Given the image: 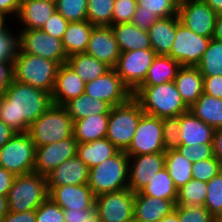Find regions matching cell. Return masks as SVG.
I'll use <instances>...</instances> for the list:
<instances>
[{"mask_svg":"<svg viewBox=\"0 0 222 222\" xmlns=\"http://www.w3.org/2000/svg\"><path fill=\"white\" fill-rule=\"evenodd\" d=\"M52 104L50 93L12 79L0 94V120L16 133H25Z\"/></svg>","mask_w":222,"mask_h":222,"instance_id":"cell-1","label":"cell"},{"mask_svg":"<svg viewBox=\"0 0 222 222\" xmlns=\"http://www.w3.org/2000/svg\"><path fill=\"white\" fill-rule=\"evenodd\" d=\"M133 98L144 113L158 118L178 117L189 110L174 82L154 86H139Z\"/></svg>","mask_w":222,"mask_h":222,"instance_id":"cell-2","label":"cell"},{"mask_svg":"<svg viewBox=\"0 0 222 222\" xmlns=\"http://www.w3.org/2000/svg\"><path fill=\"white\" fill-rule=\"evenodd\" d=\"M60 64L19 49L12 65L13 80L52 94Z\"/></svg>","mask_w":222,"mask_h":222,"instance_id":"cell-3","label":"cell"},{"mask_svg":"<svg viewBox=\"0 0 222 222\" xmlns=\"http://www.w3.org/2000/svg\"><path fill=\"white\" fill-rule=\"evenodd\" d=\"M129 155L118 151L114 156L89 169L88 186L93 195L117 192L128 188Z\"/></svg>","mask_w":222,"mask_h":222,"instance_id":"cell-4","label":"cell"},{"mask_svg":"<svg viewBox=\"0 0 222 222\" xmlns=\"http://www.w3.org/2000/svg\"><path fill=\"white\" fill-rule=\"evenodd\" d=\"M74 121L64 106L52 104L28 130L35 146H43L70 138Z\"/></svg>","mask_w":222,"mask_h":222,"instance_id":"cell-5","label":"cell"},{"mask_svg":"<svg viewBox=\"0 0 222 222\" xmlns=\"http://www.w3.org/2000/svg\"><path fill=\"white\" fill-rule=\"evenodd\" d=\"M46 176L31 172L15 175L7 195L11 212L36 210L48 198Z\"/></svg>","mask_w":222,"mask_h":222,"instance_id":"cell-6","label":"cell"},{"mask_svg":"<svg viewBox=\"0 0 222 222\" xmlns=\"http://www.w3.org/2000/svg\"><path fill=\"white\" fill-rule=\"evenodd\" d=\"M143 113L140 104L133 97L125 104L111 107L106 138L119 151L129 148Z\"/></svg>","mask_w":222,"mask_h":222,"instance_id":"cell-7","label":"cell"},{"mask_svg":"<svg viewBox=\"0 0 222 222\" xmlns=\"http://www.w3.org/2000/svg\"><path fill=\"white\" fill-rule=\"evenodd\" d=\"M35 143L28 132L15 135L0 148V167L22 175L34 172Z\"/></svg>","mask_w":222,"mask_h":222,"instance_id":"cell-8","label":"cell"},{"mask_svg":"<svg viewBox=\"0 0 222 222\" xmlns=\"http://www.w3.org/2000/svg\"><path fill=\"white\" fill-rule=\"evenodd\" d=\"M212 38L194 33L183 25L176 15V34L170 53L167 55L181 66L196 67Z\"/></svg>","mask_w":222,"mask_h":222,"instance_id":"cell-9","label":"cell"},{"mask_svg":"<svg viewBox=\"0 0 222 222\" xmlns=\"http://www.w3.org/2000/svg\"><path fill=\"white\" fill-rule=\"evenodd\" d=\"M156 56L153 49L121 52L113 69L133 93L144 82Z\"/></svg>","mask_w":222,"mask_h":222,"instance_id":"cell-10","label":"cell"},{"mask_svg":"<svg viewBox=\"0 0 222 222\" xmlns=\"http://www.w3.org/2000/svg\"><path fill=\"white\" fill-rule=\"evenodd\" d=\"M125 152L128 155L164 153L162 118L143 113Z\"/></svg>","mask_w":222,"mask_h":222,"instance_id":"cell-11","label":"cell"},{"mask_svg":"<svg viewBox=\"0 0 222 222\" xmlns=\"http://www.w3.org/2000/svg\"><path fill=\"white\" fill-rule=\"evenodd\" d=\"M135 193L129 188L95 197V209L101 222L134 221Z\"/></svg>","mask_w":222,"mask_h":222,"instance_id":"cell-12","label":"cell"},{"mask_svg":"<svg viewBox=\"0 0 222 222\" xmlns=\"http://www.w3.org/2000/svg\"><path fill=\"white\" fill-rule=\"evenodd\" d=\"M20 50L34 56L66 64L67 54L62 40L46 34L41 29L21 30L19 32Z\"/></svg>","mask_w":222,"mask_h":222,"instance_id":"cell-13","label":"cell"},{"mask_svg":"<svg viewBox=\"0 0 222 222\" xmlns=\"http://www.w3.org/2000/svg\"><path fill=\"white\" fill-rule=\"evenodd\" d=\"M218 14L201 0H179L180 22L194 33L213 38Z\"/></svg>","mask_w":222,"mask_h":222,"instance_id":"cell-14","label":"cell"},{"mask_svg":"<svg viewBox=\"0 0 222 222\" xmlns=\"http://www.w3.org/2000/svg\"><path fill=\"white\" fill-rule=\"evenodd\" d=\"M84 93L107 102L111 107L125 104L133 97L131 90L113 68L97 79L87 82Z\"/></svg>","mask_w":222,"mask_h":222,"instance_id":"cell-15","label":"cell"},{"mask_svg":"<svg viewBox=\"0 0 222 222\" xmlns=\"http://www.w3.org/2000/svg\"><path fill=\"white\" fill-rule=\"evenodd\" d=\"M78 141L70 138L38 146L35 150L34 172L46 176L64 161L77 156Z\"/></svg>","mask_w":222,"mask_h":222,"instance_id":"cell-16","label":"cell"},{"mask_svg":"<svg viewBox=\"0 0 222 222\" xmlns=\"http://www.w3.org/2000/svg\"><path fill=\"white\" fill-rule=\"evenodd\" d=\"M165 167V152L129 155L128 188L136 193L145 187Z\"/></svg>","mask_w":222,"mask_h":222,"instance_id":"cell-17","label":"cell"},{"mask_svg":"<svg viewBox=\"0 0 222 222\" xmlns=\"http://www.w3.org/2000/svg\"><path fill=\"white\" fill-rule=\"evenodd\" d=\"M48 198L63 210L95 209V196L88 184L48 186Z\"/></svg>","mask_w":222,"mask_h":222,"instance_id":"cell-18","label":"cell"},{"mask_svg":"<svg viewBox=\"0 0 222 222\" xmlns=\"http://www.w3.org/2000/svg\"><path fill=\"white\" fill-rule=\"evenodd\" d=\"M85 53L114 68L120 49L110 26H94Z\"/></svg>","mask_w":222,"mask_h":222,"instance_id":"cell-19","label":"cell"},{"mask_svg":"<svg viewBox=\"0 0 222 222\" xmlns=\"http://www.w3.org/2000/svg\"><path fill=\"white\" fill-rule=\"evenodd\" d=\"M85 86L83 79L67 63L60 65L51 94L53 104L64 106L70 100L82 95Z\"/></svg>","mask_w":222,"mask_h":222,"instance_id":"cell-20","label":"cell"},{"mask_svg":"<svg viewBox=\"0 0 222 222\" xmlns=\"http://www.w3.org/2000/svg\"><path fill=\"white\" fill-rule=\"evenodd\" d=\"M89 168L77 156L70 158L46 175L47 186L88 184Z\"/></svg>","mask_w":222,"mask_h":222,"instance_id":"cell-21","label":"cell"},{"mask_svg":"<svg viewBox=\"0 0 222 222\" xmlns=\"http://www.w3.org/2000/svg\"><path fill=\"white\" fill-rule=\"evenodd\" d=\"M175 203L172 200L160 199L135 193L134 221L159 222L166 215L174 211Z\"/></svg>","mask_w":222,"mask_h":222,"instance_id":"cell-22","label":"cell"},{"mask_svg":"<svg viewBox=\"0 0 222 222\" xmlns=\"http://www.w3.org/2000/svg\"><path fill=\"white\" fill-rule=\"evenodd\" d=\"M56 10V3L43 0H21L16 19L21 30L41 29Z\"/></svg>","mask_w":222,"mask_h":222,"instance_id":"cell-23","label":"cell"},{"mask_svg":"<svg viewBox=\"0 0 222 222\" xmlns=\"http://www.w3.org/2000/svg\"><path fill=\"white\" fill-rule=\"evenodd\" d=\"M214 131L190 110L180 115V145L212 144Z\"/></svg>","mask_w":222,"mask_h":222,"instance_id":"cell-24","label":"cell"},{"mask_svg":"<svg viewBox=\"0 0 222 222\" xmlns=\"http://www.w3.org/2000/svg\"><path fill=\"white\" fill-rule=\"evenodd\" d=\"M173 82L189 108L203 94V76L197 67L181 66Z\"/></svg>","mask_w":222,"mask_h":222,"instance_id":"cell-25","label":"cell"},{"mask_svg":"<svg viewBox=\"0 0 222 222\" xmlns=\"http://www.w3.org/2000/svg\"><path fill=\"white\" fill-rule=\"evenodd\" d=\"M110 27L118 43L120 52L152 49L148 32L138 28L133 23L112 24Z\"/></svg>","mask_w":222,"mask_h":222,"instance_id":"cell-26","label":"cell"},{"mask_svg":"<svg viewBox=\"0 0 222 222\" xmlns=\"http://www.w3.org/2000/svg\"><path fill=\"white\" fill-rule=\"evenodd\" d=\"M147 32L155 53L167 56L175 40L176 16L159 18Z\"/></svg>","mask_w":222,"mask_h":222,"instance_id":"cell-27","label":"cell"},{"mask_svg":"<svg viewBox=\"0 0 222 222\" xmlns=\"http://www.w3.org/2000/svg\"><path fill=\"white\" fill-rule=\"evenodd\" d=\"M109 114H95L74 121L73 136L78 143L106 138Z\"/></svg>","mask_w":222,"mask_h":222,"instance_id":"cell-28","label":"cell"},{"mask_svg":"<svg viewBox=\"0 0 222 222\" xmlns=\"http://www.w3.org/2000/svg\"><path fill=\"white\" fill-rule=\"evenodd\" d=\"M93 27L88 20L69 22L61 39L67 57L85 53Z\"/></svg>","mask_w":222,"mask_h":222,"instance_id":"cell-29","label":"cell"},{"mask_svg":"<svg viewBox=\"0 0 222 222\" xmlns=\"http://www.w3.org/2000/svg\"><path fill=\"white\" fill-rule=\"evenodd\" d=\"M119 150L107 138L92 142L78 143L77 157L90 169L114 156Z\"/></svg>","mask_w":222,"mask_h":222,"instance_id":"cell-30","label":"cell"},{"mask_svg":"<svg viewBox=\"0 0 222 222\" xmlns=\"http://www.w3.org/2000/svg\"><path fill=\"white\" fill-rule=\"evenodd\" d=\"M189 110L213 129L222 128V98L203 93Z\"/></svg>","mask_w":222,"mask_h":222,"instance_id":"cell-31","label":"cell"},{"mask_svg":"<svg viewBox=\"0 0 222 222\" xmlns=\"http://www.w3.org/2000/svg\"><path fill=\"white\" fill-rule=\"evenodd\" d=\"M64 107L73 121L95 114H109L111 106L85 93L67 102Z\"/></svg>","mask_w":222,"mask_h":222,"instance_id":"cell-32","label":"cell"},{"mask_svg":"<svg viewBox=\"0 0 222 222\" xmlns=\"http://www.w3.org/2000/svg\"><path fill=\"white\" fill-rule=\"evenodd\" d=\"M181 65L169 56L157 55L140 86H154L173 82Z\"/></svg>","mask_w":222,"mask_h":222,"instance_id":"cell-33","label":"cell"},{"mask_svg":"<svg viewBox=\"0 0 222 222\" xmlns=\"http://www.w3.org/2000/svg\"><path fill=\"white\" fill-rule=\"evenodd\" d=\"M85 83L104 75L111 68L87 53L68 57L66 62Z\"/></svg>","mask_w":222,"mask_h":222,"instance_id":"cell-34","label":"cell"},{"mask_svg":"<svg viewBox=\"0 0 222 222\" xmlns=\"http://www.w3.org/2000/svg\"><path fill=\"white\" fill-rule=\"evenodd\" d=\"M192 165L177 149L165 151V168L177 189L192 179Z\"/></svg>","mask_w":222,"mask_h":222,"instance_id":"cell-35","label":"cell"},{"mask_svg":"<svg viewBox=\"0 0 222 222\" xmlns=\"http://www.w3.org/2000/svg\"><path fill=\"white\" fill-rule=\"evenodd\" d=\"M139 192L142 195L160 199H168L176 203L178 189L168 174L167 169L164 167L158 173H156L151 181Z\"/></svg>","mask_w":222,"mask_h":222,"instance_id":"cell-36","label":"cell"},{"mask_svg":"<svg viewBox=\"0 0 222 222\" xmlns=\"http://www.w3.org/2000/svg\"><path fill=\"white\" fill-rule=\"evenodd\" d=\"M207 198V182L191 179L177 192L175 205L204 206Z\"/></svg>","mask_w":222,"mask_h":222,"instance_id":"cell-37","label":"cell"},{"mask_svg":"<svg viewBox=\"0 0 222 222\" xmlns=\"http://www.w3.org/2000/svg\"><path fill=\"white\" fill-rule=\"evenodd\" d=\"M196 67L202 76H222V41L212 38Z\"/></svg>","mask_w":222,"mask_h":222,"instance_id":"cell-38","label":"cell"},{"mask_svg":"<svg viewBox=\"0 0 222 222\" xmlns=\"http://www.w3.org/2000/svg\"><path fill=\"white\" fill-rule=\"evenodd\" d=\"M115 0H87V20L93 26H111Z\"/></svg>","mask_w":222,"mask_h":222,"instance_id":"cell-39","label":"cell"},{"mask_svg":"<svg viewBox=\"0 0 222 222\" xmlns=\"http://www.w3.org/2000/svg\"><path fill=\"white\" fill-rule=\"evenodd\" d=\"M204 207L216 220L222 215V171L207 182V198Z\"/></svg>","mask_w":222,"mask_h":222,"instance_id":"cell-40","label":"cell"},{"mask_svg":"<svg viewBox=\"0 0 222 222\" xmlns=\"http://www.w3.org/2000/svg\"><path fill=\"white\" fill-rule=\"evenodd\" d=\"M56 10L68 22L87 20V0H57Z\"/></svg>","mask_w":222,"mask_h":222,"instance_id":"cell-41","label":"cell"},{"mask_svg":"<svg viewBox=\"0 0 222 222\" xmlns=\"http://www.w3.org/2000/svg\"><path fill=\"white\" fill-rule=\"evenodd\" d=\"M179 0H137L141 11L152 12L159 18L178 15Z\"/></svg>","mask_w":222,"mask_h":222,"instance_id":"cell-42","label":"cell"},{"mask_svg":"<svg viewBox=\"0 0 222 222\" xmlns=\"http://www.w3.org/2000/svg\"><path fill=\"white\" fill-rule=\"evenodd\" d=\"M19 49V34H12L8 27L0 32V61L13 64Z\"/></svg>","mask_w":222,"mask_h":222,"instance_id":"cell-43","label":"cell"},{"mask_svg":"<svg viewBox=\"0 0 222 222\" xmlns=\"http://www.w3.org/2000/svg\"><path fill=\"white\" fill-rule=\"evenodd\" d=\"M179 222H217L204 206L175 205Z\"/></svg>","mask_w":222,"mask_h":222,"instance_id":"cell-44","label":"cell"},{"mask_svg":"<svg viewBox=\"0 0 222 222\" xmlns=\"http://www.w3.org/2000/svg\"><path fill=\"white\" fill-rule=\"evenodd\" d=\"M191 170L193 179L208 182L222 171V165L213 157L194 162Z\"/></svg>","mask_w":222,"mask_h":222,"instance_id":"cell-45","label":"cell"},{"mask_svg":"<svg viewBox=\"0 0 222 222\" xmlns=\"http://www.w3.org/2000/svg\"><path fill=\"white\" fill-rule=\"evenodd\" d=\"M163 142L165 151L177 149L180 145V115L178 117L162 118Z\"/></svg>","mask_w":222,"mask_h":222,"instance_id":"cell-46","label":"cell"},{"mask_svg":"<svg viewBox=\"0 0 222 222\" xmlns=\"http://www.w3.org/2000/svg\"><path fill=\"white\" fill-rule=\"evenodd\" d=\"M36 222H65L64 210L47 198L36 210Z\"/></svg>","mask_w":222,"mask_h":222,"instance_id":"cell-47","label":"cell"},{"mask_svg":"<svg viewBox=\"0 0 222 222\" xmlns=\"http://www.w3.org/2000/svg\"><path fill=\"white\" fill-rule=\"evenodd\" d=\"M136 8L137 0H115L112 24L130 23Z\"/></svg>","mask_w":222,"mask_h":222,"instance_id":"cell-48","label":"cell"},{"mask_svg":"<svg viewBox=\"0 0 222 222\" xmlns=\"http://www.w3.org/2000/svg\"><path fill=\"white\" fill-rule=\"evenodd\" d=\"M177 150L193 163L214 157L212 144L179 145Z\"/></svg>","mask_w":222,"mask_h":222,"instance_id":"cell-49","label":"cell"},{"mask_svg":"<svg viewBox=\"0 0 222 222\" xmlns=\"http://www.w3.org/2000/svg\"><path fill=\"white\" fill-rule=\"evenodd\" d=\"M69 22L57 11L49 17L41 28L43 32L58 39H62Z\"/></svg>","mask_w":222,"mask_h":222,"instance_id":"cell-50","label":"cell"},{"mask_svg":"<svg viewBox=\"0 0 222 222\" xmlns=\"http://www.w3.org/2000/svg\"><path fill=\"white\" fill-rule=\"evenodd\" d=\"M158 19L159 17L154 13L141 11V7H137L131 23L142 30L148 31Z\"/></svg>","mask_w":222,"mask_h":222,"instance_id":"cell-51","label":"cell"},{"mask_svg":"<svg viewBox=\"0 0 222 222\" xmlns=\"http://www.w3.org/2000/svg\"><path fill=\"white\" fill-rule=\"evenodd\" d=\"M203 93L222 98V76H203Z\"/></svg>","mask_w":222,"mask_h":222,"instance_id":"cell-52","label":"cell"},{"mask_svg":"<svg viewBox=\"0 0 222 222\" xmlns=\"http://www.w3.org/2000/svg\"><path fill=\"white\" fill-rule=\"evenodd\" d=\"M0 222H36V211L29 210L20 213L9 211Z\"/></svg>","mask_w":222,"mask_h":222,"instance_id":"cell-53","label":"cell"},{"mask_svg":"<svg viewBox=\"0 0 222 222\" xmlns=\"http://www.w3.org/2000/svg\"><path fill=\"white\" fill-rule=\"evenodd\" d=\"M96 213V209H87L83 211L78 210H64L65 222H83L90 219Z\"/></svg>","mask_w":222,"mask_h":222,"instance_id":"cell-54","label":"cell"},{"mask_svg":"<svg viewBox=\"0 0 222 222\" xmlns=\"http://www.w3.org/2000/svg\"><path fill=\"white\" fill-rule=\"evenodd\" d=\"M12 63L0 61V94L5 91L13 79Z\"/></svg>","mask_w":222,"mask_h":222,"instance_id":"cell-55","label":"cell"},{"mask_svg":"<svg viewBox=\"0 0 222 222\" xmlns=\"http://www.w3.org/2000/svg\"><path fill=\"white\" fill-rule=\"evenodd\" d=\"M15 175L0 167V196H7Z\"/></svg>","mask_w":222,"mask_h":222,"instance_id":"cell-56","label":"cell"},{"mask_svg":"<svg viewBox=\"0 0 222 222\" xmlns=\"http://www.w3.org/2000/svg\"><path fill=\"white\" fill-rule=\"evenodd\" d=\"M21 0H0V13L5 16L14 15L17 17Z\"/></svg>","mask_w":222,"mask_h":222,"instance_id":"cell-57","label":"cell"},{"mask_svg":"<svg viewBox=\"0 0 222 222\" xmlns=\"http://www.w3.org/2000/svg\"><path fill=\"white\" fill-rule=\"evenodd\" d=\"M213 155L222 165V128L216 129L212 140Z\"/></svg>","mask_w":222,"mask_h":222,"instance_id":"cell-58","label":"cell"},{"mask_svg":"<svg viewBox=\"0 0 222 222\" xmlns=\"http://www.w3.org/2000/svg\"><path fill=\"white\" fill-rule=\"evenodd\" d=\"M15 131L0 120V148L9 141L14 135Z\"/></svg>","mask_w":222,"mask_h":222,"instance_id":"cell-59","label":"cell"},{"mask_svg":"<svg viewBox=\"0 0 222 222\" xmlns=\"http://www.w3.org/2000/svg\"><path fill=\"white\" fill-rule=\"evenodd\" d=\"M213 39L222 41V14H218L214 27Z\"/></svg>","mask_w":222,"mask_h":222,"instance_id":"cell-60","label":"cell"},{"mask_svg":"<svg viewBox=\"0 0 222 222\" xmlns=\"http://www.w3.org/2000/svg\"><path fill=\"white\" fill-rule=\"evenodd\" d=\"M204 1L217 14H222V0H201Z\"/></svg>","mask_w":222,"mask_h":222,"instance_id":"cell-61","label":"cell"},{"mask_svg":"<svg viewBox=\"0 0 222 222\" xmlns=\"http://www.w3.org/2000/svg\"><path fill=\"white\" fill-rule=\"evenodd\" d=\"M8 212V198L7 196H0V221L6 216Z\"/></svg>","mask_w":222,"mask_h":222,"instance_id":"cell-62","label":"cell"},{"mask_svg":"<svg viewBox=\"0 0 222 222\" xmlns=\"http://www.w3.org/2000/svg\"><path fill=\"white\" fill-rule=\"evenodd\" d=\"M159 222H179L177 212L174 210L170 214L166 215Z\"/></svg>","mask_w":222,"mask_h":222,"instance_id":"cell-63","label":"cell"},{"mask_svg":"<svg viewBox=\"0 0 222 222\" xmlns=\"http://www.w3.org/2000/svg\"><path fill=\"white\" fill-rule=\"evenodd\" d=\"M6 19H7L6 16L0 13V32L7 28L5 25Z\"/></svg>","mask_w":222,"mask_h":222,"instance_id":"cell-64","label":"cell"},{"mask_svg":"<svg viewBox=\"0 0 222 222\" xmlns=\"http://www.w3.org/2000/svg\"><path fill=\"white\" fill-rule=\"evenodd\" d=\"M83 222H101L98 215L95 213L90 219L84 220Z\"/></svg>","mask_w":222,"mask_h":222,"instance_id":"cell-65","label":"cell"},{"mask_svg":"<svg viewBox=\"0 0 222 222\" xmlns=\"http://www.w3.org/2000/svg\"><path fill=\"white\" fill-rule=\"evenodd\" d=\"M217 222H222V215L217 219Z\"/></svg>","mask_w":222,"mask_h":222,"instance_id":"cell-66","label":"cell"},{"mask_svg":"<svg viewBox=\"0 0 222 222\" xmlns=\"http://www.w3.org/2000/svg\"><path fill=\"white\" fill-rule=\"evenodd\" d=\"M43 1H48V2H54V3H56L57 0H43Z\"/></svg>","mask_w":222,"mask_h":222,"instance_id":"cell-67","label":"cell"}]
</instances>
